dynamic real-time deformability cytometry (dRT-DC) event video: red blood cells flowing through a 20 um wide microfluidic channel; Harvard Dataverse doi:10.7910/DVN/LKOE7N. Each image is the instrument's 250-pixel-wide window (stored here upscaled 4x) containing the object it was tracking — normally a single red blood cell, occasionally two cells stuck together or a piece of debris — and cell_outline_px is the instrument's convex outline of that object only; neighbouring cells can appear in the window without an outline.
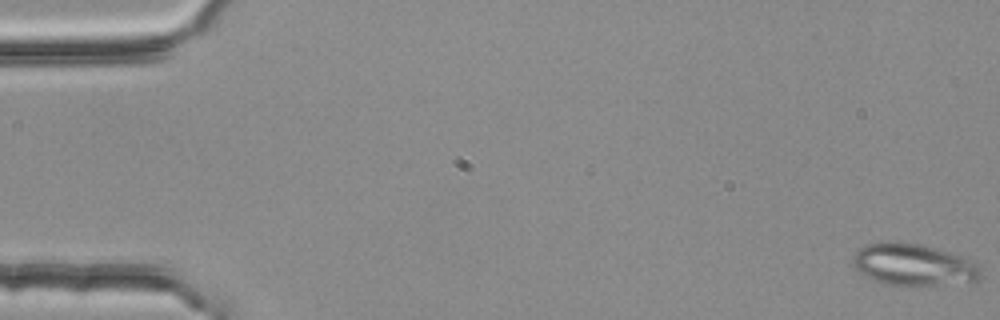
{"species": "common noctule bat (a hibernating species)", "species_latin": "Nyctalus noctula", "temperature_condition": "room temperature", "stored_images_in_passage": 6, "camera_frame_rate_fps": 3000, "um_per_image_px": 0.085, "animal": {"sex": "female", "body_mass_g": 25.1}, "frame": {"image": 1, "passage_image": 1, "time_ms": 0.0, "image_size_px": [1000, 320], "cell_outline_px": [[980, 276], [972, 284], [916, 288], [888, 284], [872, 280], [864, 276], [852, 264], [852, 256], [860, 248], [868, 244], [896, 240], [920, 244], [960, 256], [972, 260], [980, 264]], "centroid_in_image_um": [77.69, 22.56], "position_along_channel_um": 7.3, "area_um2": 32.37}}